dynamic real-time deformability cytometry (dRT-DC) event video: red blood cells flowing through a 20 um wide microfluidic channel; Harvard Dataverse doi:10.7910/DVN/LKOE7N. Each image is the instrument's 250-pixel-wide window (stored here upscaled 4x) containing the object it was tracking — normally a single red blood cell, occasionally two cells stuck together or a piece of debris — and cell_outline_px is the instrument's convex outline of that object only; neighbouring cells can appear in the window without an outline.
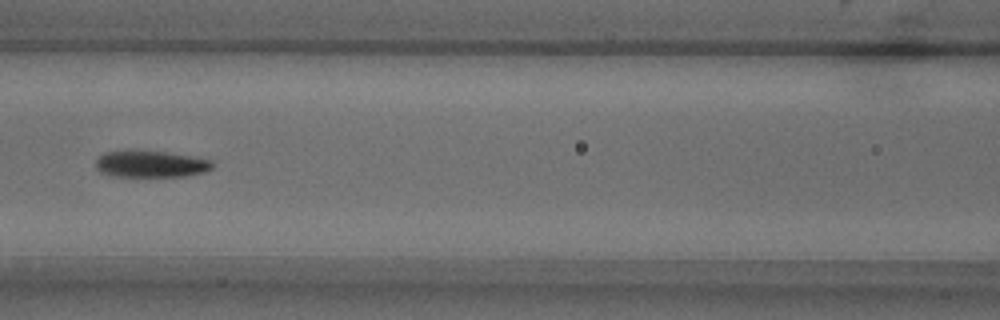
{"species": "common noctule bat (a hibernating species)", "species_latin": "Nyctalus noctula", "temperature_condition": "warm", "stored_images_in_passage": 50, "camera_frame_rate_fps": 3000, "um_per_image_px": 0.085, "animal": {"sex": "male", "body_mass_g": 18.8}, "frame": {"image": 1, "passage_image": 22, "time_ms": 7.0, "image_size_px": [1000, 320], "cell_outline_px": [[212, 168], [204, 172], [184, 176], [112, 176], [100, 172], [96, 168], [96, 160], [104, 152], [164, 152], [212, 160]], "centroid_in_image_um": [12.81, 13.97], "position_along_channel_um": 153.8, "area_um2": 17.51}, "authors_computed_cell_mechanics": {"area_um2": 19.1607, "velocity_mm_per_s": 3.8342, "shape_relaxation_time_tau1_ms": 4.103, "shape_relaxation_time_tau2_ms": 2.7111, "deformation_change_tau1": 0.1722, "deformation_change_tau2": 0.0857}}